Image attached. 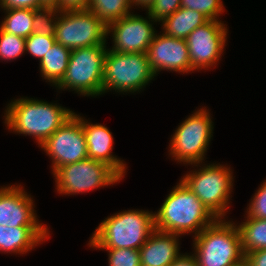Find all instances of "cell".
Returning <instances> with one entry per match:
<instances>
[{"label":"cell","mask_w":266,"mask_h":266,"mask_svg":"<svg viewBox=\"0 0 266 266\" xmlns=\"http://www.w3.org/2000/svg\"><path fill=\"white\" fill-rule=\"evenodd\" d=\"M208 21L209 19L202 13L180 7L161 22L165 35L177 39H186L194 29Z\"/></svg>","instance_id":"obj_19"},{"label":"cell","mask_w":266,"mask_h":266,"mask_svg":"<svg viewBox=\"0 0 266 266\" xmlns=\"http://www.w3.org/2000/svg\"><path fill=\"white\" fill-rule=\"evenodd\" d=\"M178 237L155 229L139 249L141 266H169L181 255Z\"/></svg>","instance_id":"obj_17"},{"label":"cell","mask_w":266,"mask_h":266,"mask_svg":"<svg viewBox=\"0 0 266 266\" xmlns=\"http://www.w3.org/2000/svg\"><path fill=\"white\" fill-rule=\"evenodd\" d=\"M3 9H39L43 6L40 0H0Z\"/></svg>","instance_id":"obj_31"},{"label":"cell","mask_w":266,"mask_h":266,"mask_svg":"<svg viewBox=\"0 0 266 266\" xmlns=\"http://www.w3.org/2000/svg\"><path fill=\"white\" fill-rule=\"evenodd\" d=\"M48 236L47 227H4L0 225V251L24 254Z\"/></svg>","instance_id":"obj_18"},{"label":"cell","mask_w":266,"mask_h":266,"mask_svg":"<svg viewBox=\"0 0 266 266\" xmlns=\"http://www.w3.org/2000/svg\"><path fill=\"white\" fill-rule=\"evenodd\" d=\"M198 266H232L245 255L237 225L217 218L194 237Z\"/></svg>","instance_id":"obj_4"},{"label":"cell","mask_w":266,"mask_h":266,"mask_svg":"<svg viewBox=\"0 0 266 266\" xmlns=\"http://www.w3.org/2000/svg\"><path fill=\"white\" fill-rule=\"evenodd\" d=\"M88 158L103 162L113 168L122 178L126 172L123 160L112 155L113 136L110 130L101 124H90L81 117Z\"/></svg>","instance_id":"obj_16"},{"label":"cell","mask_w":266,"mask_h":266,"mask_svg":"<svg viewBox=\"0 0 266 266\" xmlns=\"http://www.w3.org/2000/svg\"><path fill=\"white\" fill-rule=\"evenodd\" d=\"M155 0H131L132 6H142V8L148 9Z\"/></svg>","instance_id":"obj_35"},{"label":"cell","mask_w":266,"mask_h":266,"mask_svg":"<svg viewBox=\"0 0 266 266\" xmlns=\"http://www.w3.org/2000/svg\"><path fill=\"white\" fill-rule=\"evenodd\" d=\"M57 192L78 194L120 182L122 177L107 164L87 158L59 167L53 173Z\"/></svg>","instance_id":"obj_10"},{"label":"cell","mask_w":266,"mask_h":266,"mask_svg":"<svg viewBox=\"0 0 266 266\" xmlns=\"http://www.w3.org/2000/svg\"><path fill=\"white\" fill-rule=\"evenodd\" d=\"M71 50L55 42L40 61L42 77L56 86L64 77Z\"/></svg>","instance_id":"obj_20"},{"label":"cell","mask_w":266,"mask_h":266,"mask_svg":"<svg viewBox=\"0 0 266 266\" xmlns=\"http://www.w3.org/2000/svg\"><path fill=\"white\" fill-rule=\"evenodd\" d=\"M55 40L73 50L106 45L107 26L89 10L59 11Z\"/></svg>","instance_id":"obj_9"},{"label":"cell","mask_w":266,"mask_h":266,"mask_svg":"<svg viewBox=\"0 0 266 266\" xmlns=\"http://www.w3.org/2000/svg\"><path fill=\"white\" fill-rule=\"evenodd\" d=\"M155 76L147 53H120L108 49L104 60L102 93L109 90L139 92Z\"/></svg>","instance_id":"obj_5"},{"label":"cell","mask_w":266,"mask_h":266,"mask_svg":"<svg viewBox=\"0 0 266 266\" xmlns=\"http://www.w3.org/2000/svg\"><path fill=\"white\" fill-rule=\"evenodd\" d=\"M52 159V172L88 158L80 115L73 114L40 146Z\"/></svg>","instance_id":"obj_11"},{"label":"cell","mask_w":266,"mask_h":266,"mask_svg":"<svg viewBox=\"0 0 266 266\" xmlns=\"http://www.w3.org/2000/svg\"><path fill=\"white\" fill-rule=\"evenodd\" d=\"M109 266H141L140 252L138 249H106Z\"/></svg>","instance_id":"obj_28"},{"label":"cell","mask_w":266,"mask_h":266,"mask_svg":"<svg viewBox=\"0 0 266 266\" xmlns=\"http://www.w3.org/2000/svg\"><path fill=\"white\" fill-rule=\"evenodd\" d=\"M181 7L200 12L209 20H218L224 12L221 0H181Z\"/></svg>","instance_id":"obj_26"},{"label":"cell","mask_w":266,"mask_h":266,"mask_svg":"<svg viewBox=\"0 0 266 266\" xmlns=\"http://www.w3.org/2000/svg\"><path fill=\"white\" fill-rule=\"evenodd\" d=\"M246 257L252 266H266V249L252 251Z\"/></svg>","instance_id":"obj_33"},{"label":"cell","mask_w":266,"mask_h":266,"mask_svg":"<svg viewBox=\"0 0 266 266\" xmlns=\"http://www.w3.org/2000/svg\"><path fill=\"white\" fill-rule=\"evenodd\" d=\"M90 0H59L58 11L87 10Z\"/></svg>","instance_id":"obj_32"},{"label":"cell","mask_w":266,"mask_h":266,"mask_svg":"<svg viewBox=\"0 0 266 266\" xmlns=\"http://www.w3.org/2000/svg\"><path fill=\"white\" fill-rule=\"evenodd\" d=\"M73 114L57 104L22 97L8 104L4 118L8 129L35 137L41 146Z\"/></svg>","instance_id":"obj_2"},{"label":"cell","mask_w":266,"mask_h":266,"mask_svg":"<svg viewBox=\"0 0 266 266\" xmlns=\"http://www.w3.org/2000/svg\"><path fill=\"white\" fill-rule=\"evenodd\" d=\"M57 13H59V11L54 7L35 9L32 24L33 33L43 36H55L56 23L58 20Z\"/></svg>","instance_id":"obj_24"},{"label":"cell","mask_w":266,"mask_h":266,"mask_svg":"<svg viewBox=\"0 0 266 266\" xmlns=\"http://www.w3.org/2000/svg\"><path fill=\"white\" fill-rule=\"evenodd\" d=\"M169 266H198V263L193 254H181Z\"/></svg>","instance_id":"obj_34"},{"label":"cell","mask_w":266,"mask_h":266,"mask_svg":"<svg viewBox=\"0 0 266 266\" xmlns=\"http://www.w3.org/2000/svg\"><path fill=\"white\" fill-rule=\"evenodd\" d=\"M208 110L195 111L180 126L171 139L170 155L174 159L198 166L204 160L211 139L213 124Z\"/></svg>","instance_id":"obj_8"},{"label":"cell","mask_w":266,"mask_h":266,"mask_svg":"<svg viewBox=\"0 0 266 266\" xmlns=\"http://www.w3.org/2000/svg\"><path fill=\"white\" fill-rule=\"evenodd\" d=\"M43 7H54L59 10V0H40Z\"/></svg>","instance_id":"obj_36"},{"label":"cell","mask_w":266,"mask_h":266,"mask_svg":"<svg viewBox=\"0 0 266 266\" xmlns=\"http://www.w3.org/2000/svg\"><path fill=\"white\" fill-rule=\"evenodd\" d=\"M6 17L1 28L8 33L27 38L33 33L34 9H3Z\"/></svg>","instance_id":"obj_23"},{"label":"cell","mask_w":266,"mask_h":266,"mask_svg":"<svg viewBox=\"0 0 266 266\" xmlns=\"http://www.w3.org/2000/svg\"><path fill=\"white\" fill-rule=\"evenodd\" d=\"M180 7L181 0H155L147 12L156 22H160L175 13Z\"/></svg>","instance_id":"obj_29"},{"label":"cell","mask_w":266,"mask_h":266,"mask_svg":"<svg viewBox=\"0 0 266 266\" xmlns=\"http://www.w3.org/2000/svg\"><path fill=\"white\" fill-rule=\"evenodd\" d=\"M248 206L247 216L266 219V180L255 193Z\"/></svg>","instance_id":"obj_30"},{"label":"cell","mask_w":266,"mask_h":266,"mask_svg":"<svg viewBox=\"0 0 266 266\" xmlns=\"http://www.w3.org/2000/svg\"><path fill=\"white\" fill-rule=\"evenodd\" d=\"M224 26L222 21L209 20L188 35L191 71L211 68L221 58L228 33Z\"/></svg>","instance_id":"obj_12"},{"label":"cell","mask_w":266,"mask_h":266,"mask_svg":"<svg viewBox=\"0 0 266 266\" xmlns=\"http://www.w3.org/2000/svg\"><path fill=\"white\" fill-rule=\"evenodd\" d=\"M131 5V0H90L87 10L108 26L130 14Z\"/></svg>","instance_id":"obj_22"},{"label":"cell","mask_w":266,"mask_h":266,"mask_svg":"<svg viewBox=\"0 0 266 266\" xmlns=\"http://www.w3.org/2000/svg\"><path fill=\"white\" fill-rule=\"evenodd\" d=\"M173 188L154 213L156 230L179 236L194 232L196 236L217 219L181 180Z\"/></svg>","instance_id":"obj_1"},{"label":"cell","mask_w":266,"mask_h":266,"mask_svg":"<svg viewBox=\"0 0 266 266\" xmlns=\"http://www.w3.org/2000/svg\"><path fill=\"white\" fill-rule=\"evenodd\" d=\"M154 230V213L144 210L123 211L103 220L88 245L102 250H139Z\"/></svg>","instance_id":"obj_3"},{"label":"cell","mask_w":266,"mask_h":266,"mask_svg":"<svg viewBox=\"0 0 266 266\" xmlns=\"http://www.w3.org/2000/svg\"><path fill=\"white\" fill-rule=\"evenodd\" d=\"M55 42V36H43L32 33L25 39V51H28L32 56L37 57L41 61Z\"/></svg>","instance_id":"obj_27"},{"label":"cell","mask_w":266,"mask_h":266,"mask_svg":"<svg viewBox=\"0 0 266 266\" xmlns=\"http://www.w3.org/2000/svg\"><path fill=\"white\" fill-rule=\"evenodd\" d=\"M237 228L245 256L252 251L266 249V219L247 216V220L239 224Z\"/></svg>","instance_id":"obj_21"},{"label":"cell","mask_w":266,"mask_h":266,"mask_svg":"<svg viewBox=\"0 0 266 266\" xmlns=\"http://www.w3.org/2000/svg\"><path fill=\"white\" fill-rule=\"evenodd\" d=\"M181 181L216 218L222 219L225 216L233 188L229 167L209 164L186 174Z\"/></svg>","instance_id":"obj_7"},{"label":"cell","mask_w":266,"mask_h":266,"mask_svg":"<svg viewBox=\"0 0 266 266\" xmlns=\"http://www.w3.org/2000/svg\"><path fill=\"white\" fill-rule=\"evenodd\" d=\"M107 50L106 45L71 50L65 75L56 87L84 96L101 95Z\"/></svg>","instance_id":"obj_6"},{"label":"cell","mask_w":266,"mask_h":266,"mask_svg":"<svg viewBox=\"0 0 266 266\" xmlns=\"http://www.w3.org/2000/svg\"><path fill=\"white\" fill-rule=\"evenodd\" d=\"M232 266H252L251 262L244 256L239 262L235 263Z\"/></svg>","instance_id":"obj_37"},{"label":"cell","mask_w":266,"mask_h":266,"mask_svg":"<svg viewBox=\"0 0 266 266\" xmlns=\"http://www.w3.org/2000/svg\"><path fill=\"white\" fill-rule=\"evenodd\" d=\"M25 52V38L5 32L0 27V59L13 60Z\"/></svg>","instance_id":"obj_25"},{"label":"cell","mask_w":266,"mask_h":266,"mask_svg":"<svg viewBox=\"0 0 266 266\" xmlns=\"http://www.w3.org/2000/svg\"><path fill=\"white\" fill-rule=\"evenodd\" d=\"M147 15L149 20L130 13L107 26V34L110 32L113 34L114 46L112 51L147 53L149 45L156 35L153 24L150 23V21H156L149 14Z\"/></svg>","instance_id":"obj_13"},{"label":"cell","mask_w":266,"mask_h":266,"mask_svg":"<svg viewBox=\"0 0 266 266\" xmlns=\"http://www.w3.org/2000/svg\"><path fill=\"white\" fill-rule=\"evenodd\" d=\"M147 57L155 75L161 70L181 73L191 72V62L186 39L155 35L149 45Z\"/></svg>","instance_id":"obj_14"},{"label":"cell","mask_w":266,"mask_h":266,"mask_svg":"<svg viewBox=\"0 0 266 266\" xmlns=\"http://www.w3.org/2000/svg\"><path fill=\"white\" fill-rule=\"evenodd\" d=\"M33 200L23 187L0 188V225L8 227H46L39 223Z\"/></svg>","instance_id":"obj_15"}]
</instances>
